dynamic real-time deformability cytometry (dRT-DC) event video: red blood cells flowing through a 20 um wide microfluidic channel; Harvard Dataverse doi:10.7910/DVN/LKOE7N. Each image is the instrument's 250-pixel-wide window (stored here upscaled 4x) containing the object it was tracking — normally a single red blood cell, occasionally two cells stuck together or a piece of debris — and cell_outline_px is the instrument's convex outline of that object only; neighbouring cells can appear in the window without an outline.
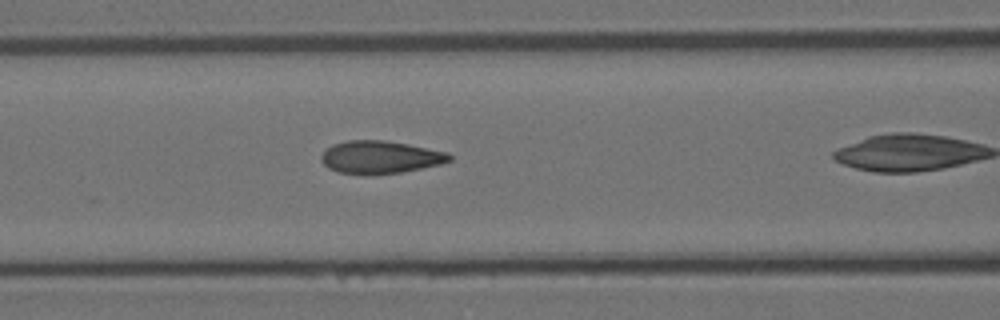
{"species": "Egyptian fruit bat (a non-hibernating species)", "species_latin": "Rousettus aegyptiacus", "temperature_condition": "room temperature", "stored_images_in_passage": 41, "camera_frame_rate_fps": 3000, "um_per_image_px": 0.085, "animal": {"sex": "female"}, "frame": {"image": 1, "passage_image": 20, "time_ms": 6.333, "image_size_px": [1000, 320], "cell_outline_px": [[452, 160], [440, 164], [400, 172], [372, 176], [364, 176], [336, 172], [328, 168], [320, 160], [320, 156], [332, 144], [348, 140], [384, 140], [408, 144], [448, 152], [452, 156]], "centroid_in_image_um": [32.28, 13.38], "position_along_channel_um": 134.3, "area_um2": 24.8}}
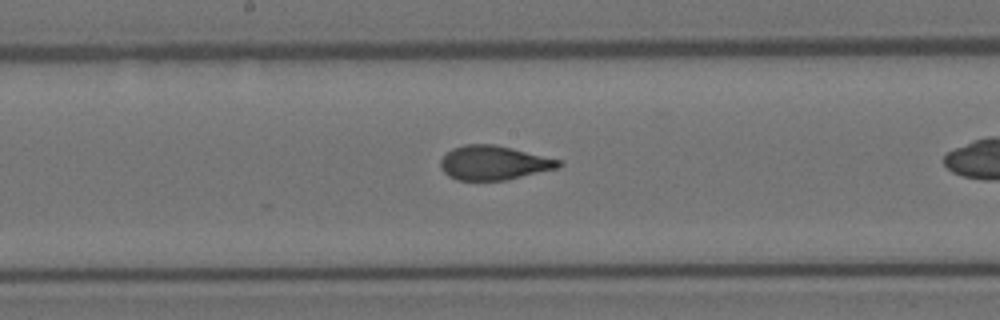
{"frame": {"image": 2, "passage_image": 26, "time_ms": 8.333, "image_size_px": [1000, 320], "cell_outline_px": [[564, 164], [556, 168], [508, 180], [456, 180], [448, 176], [440, 168], [440, 160], [452, 148], [464, 144], [492, 144], [512, 148], [564, 160]], "centroid_in_image_um": [41.98, 13.84], "position_along_channel_um": 206.2, "area_um2": 23.7}}
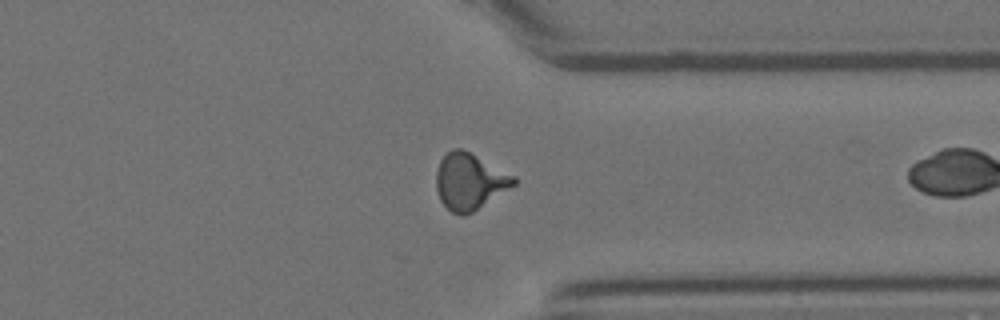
{"frame": {"image": 3, "passage_image": 40, "time_ms": 13.0, "image_size_px": [1000, 320], "cell_outline_px": [[516, 184], [472, 212], [464, 216], [460, 216], [452, 212], [440, 200], [436, 188], [436, 172], [440, 160], [452, 148], [460, 148], [516, 176]], "centroid_in_image_um": [39.9, 15.43], "position_along_channel_um": 371.5, "area_um2": 25.14}}